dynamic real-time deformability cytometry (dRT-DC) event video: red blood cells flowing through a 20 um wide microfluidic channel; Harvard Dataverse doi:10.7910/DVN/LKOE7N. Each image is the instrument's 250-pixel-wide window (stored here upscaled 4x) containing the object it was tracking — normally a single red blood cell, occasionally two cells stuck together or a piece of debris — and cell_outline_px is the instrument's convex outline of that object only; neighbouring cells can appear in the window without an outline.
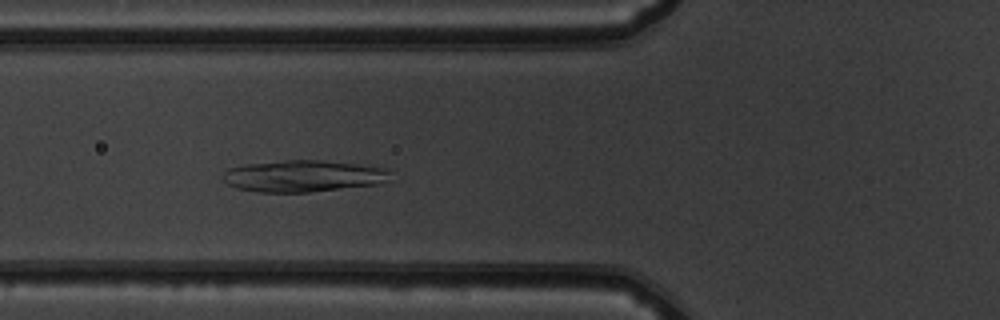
{"species": "common noctule bat (a hibernating species)", "species_latin": "Nyctalus noctula", "temperature_condition": "warm", "stored_images_in_passage": 50, "camera_frame_rate_fps": 3000, "um_per_image_px": 0.085, "animal": {"sex": "male", "body_mass_g": 19.5, "forearm_length_mm": 54.6}, "frame": {"image": 1, "passage_image": 17, "time_ms": 5.333, "image_size_px": [1000, 320], "cell_outline_px": [[392, 172], [388, 180], [376, 184], [308, 192], [256, 192], [236, 188], [228, 184], [220, 176], [228, 168], [244, 164], [284, 160], [320, 160], [356, 164], [384, 168]], "centroid_in_image_um": [25.71, 14.96], "position_along_channel_um": 100.1, "area_um2": 30.87}}
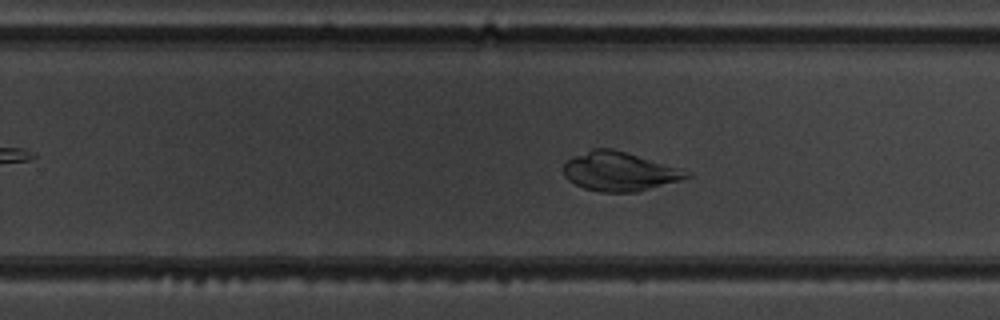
{"frame": {"image": 2, "passage_image": 31, "time_ms": 10.0, "image_size_px": [1000, 320], "cell_outline_px": [[692, 176], [680, 180], [636, 192], [600, 192], [584, 188], [568, 180], [564, 176], [564, 160], [572, 156], [592, 148], [612, 148], [680, 168], [692, 172]], "centroid_in_image_um": [52.62, 14.56], "position_along_channel_um": 277.2, "area_um2": 28.03}}
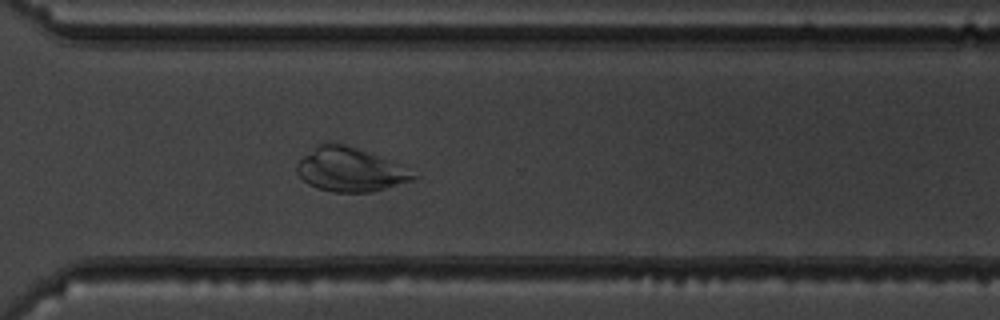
{"frame": {"image": 3, "passage_image": 36, "time_ms": 11.667, "image_size_px": [1000, 320], "cell_outline_px": [[420, 176], [412, 180], [372, 192], [332, 192], [316, 188], [308, 184], [296, 172], [296, 164], [304, 156], [320, 144], [328, 140], [344, 144], [368, 152], [388, 160]], "centroid_in_image_um": [29.71, 14.42], "position_along_channel_um": 340.9, "area_um2": 29.42}}